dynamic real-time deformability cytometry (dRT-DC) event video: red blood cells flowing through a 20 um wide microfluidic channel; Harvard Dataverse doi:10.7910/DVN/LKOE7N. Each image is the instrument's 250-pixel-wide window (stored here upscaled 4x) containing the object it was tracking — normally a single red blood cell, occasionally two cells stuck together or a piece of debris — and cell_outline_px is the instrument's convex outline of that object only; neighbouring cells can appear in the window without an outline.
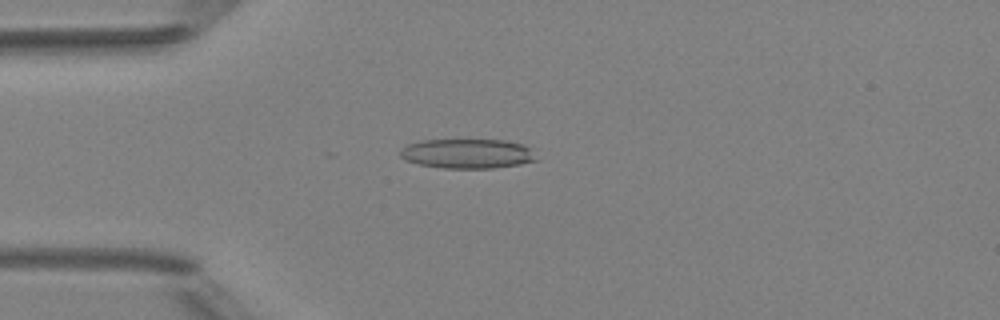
{"species": "Egyptian fruit bat (a non-hibernating species)", "species_latin": "Rousettus aegyptiacus", "temperature_condition": "room temperature", "stored_images_in_passage": 39, "camera_frame_rate_fps": 3000, "um_per_image_px": 0.085, "animal": {"sex": "female"}, "frame": {"image": 1, "passage_image": 13, "time_ms": 4.0, "image_size_px": [1000, 320], "cell_outline_px": [[540, 160], [520, 164], [492, 168], [444, 168], [420, 164], [404, 160], [400, 156], [400, 152], [408, 144], [420, 140], [504, 140], [524, 144]], "centroid_in_image_um": [39.75, 13.06], "position_along_channel_um": 45.3, "area_um2": 23.41}}
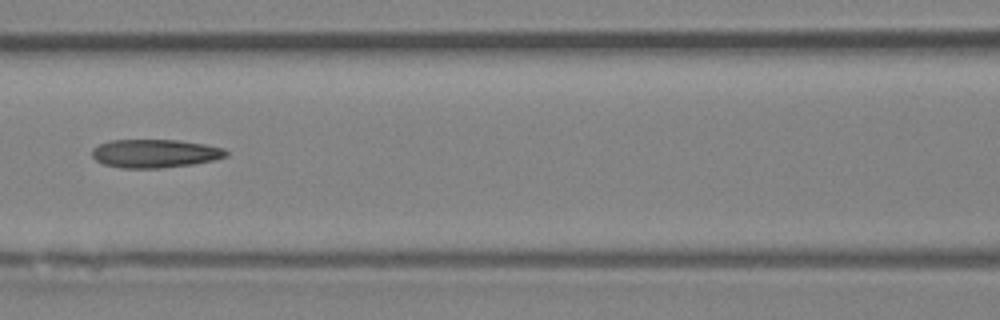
{"frame": {"image": 2, "passage_image": 22, "time_ms": 7.0, "image_size_px": [1000, 320], "cell_outline_px": [[228, 156], [212, 160], [192, 164], [160, 168], [120, 168], [104, 164], [96, 160], [92, 156], [92, 148], [100, 144], [112, 140], [176, 140], [204, 144], [224, 148], [228, 152]], "centroid_in_image_um": [13.16, 13.04], "position_along_channel_um": 153.4, "area_um2": 22.08}}
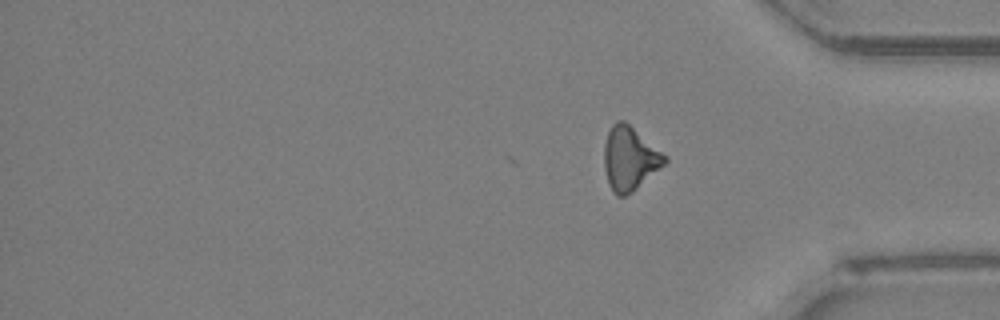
{"frame": {"image": 3, "passage_image": 39, "time_ms": 12.667, "image_size_px": [1000, 320], "cell_outline_px": [[668, 160], [664, 164], [632, 192], [624, 196], [616, 196], [612, 192], [608, 184], [604, 168], [604, 144], [608, 132], [612, 124], [616, 120], [624, 120], [668, 156]], "centroid_in_image_um": [53.5, 13.47], "position_along_channel_um": 381.7, "area_um2": 22.48}, "authors_computed_cell_mechanics": {"area_um2": 22.4842, "velocity_mm_per_s": 4.2068, "shape_relaxation_time_tau1_ms": null, "shape_relaxation_time_tau2_ms": 8.7936, "deformation_change_tau1": null, "deformation_change_tau2": 0.2411}}